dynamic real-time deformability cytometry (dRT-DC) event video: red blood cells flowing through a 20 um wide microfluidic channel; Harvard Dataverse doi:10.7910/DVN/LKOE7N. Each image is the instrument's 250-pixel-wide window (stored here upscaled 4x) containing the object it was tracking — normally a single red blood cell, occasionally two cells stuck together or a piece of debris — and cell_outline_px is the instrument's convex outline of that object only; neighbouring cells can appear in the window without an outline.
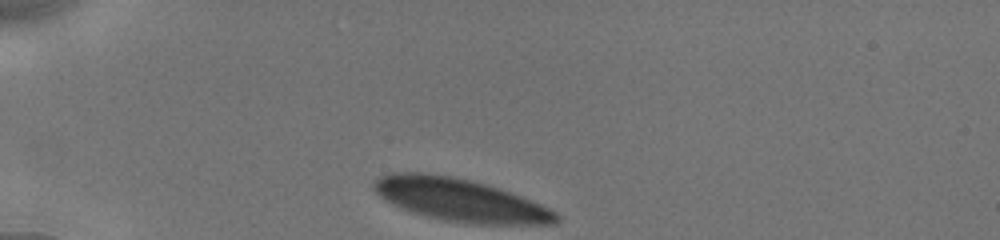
{"species": "human", "species_latin": "Homo sapiens", "temperature_condition": "cold", "stored_images_in_passage": 33, "camera_frame_rate_fps": 3000, "um_per_image_px": 0.085, "donor": {"sex": "male"}, "frame": {"image": 1, "passage_image": 1, "time_ms": 0.0, "image_size_px": [1000, 240], "cell_outline_px": [[560, 220], [556, 224], [472, 224], [444, 220], [412, 212], [392, 204], [384, 200], [372, 188], [372, 184], [380, 176], [388, 172], [424, 172], [452, 176], [472, 180], [500, 188], [512, 192], [540, 204], [556, 212], [560, 216]], "centroid_in_image_um": [39.1, 16.99], "position_along_channel_um": 45.9, "area_um2": 45.66}}
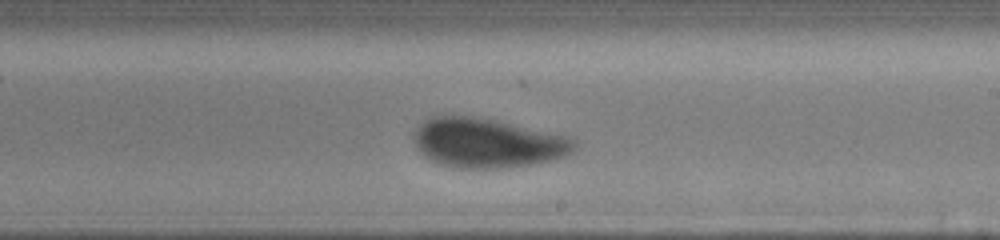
{"frame": {"image": 2, "passage_image": 20, "time_ms": 6.333, "image_size_px": [1000, 240], "cell_outline_px": [[576, 148], [568, 156], [552, 160], [532, 164], [508, 168], [460, 168], [440, 164], [424, 156], [416, 148], [416, 128], [428, 116], [472, 116], [496, 120], [564, 136], [576, 140]], "centroid_in_image_um": [41.43, 12.16], "position_along_channel_um": 247.6, "area_um2": 46.01}}
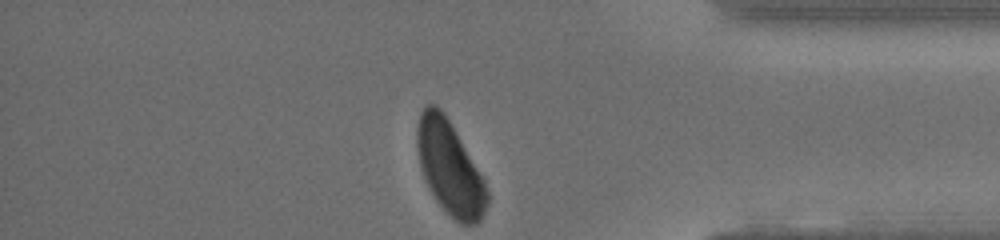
{"frame": {"image": 3, "passage_image": 33, "time_ms": 10.667, "image_size_px": [1000, 240], "cell_outline_px": [[488, 204], [480, 220], [476, 224], [460, 224], [436, 200], [424, 176], [420, 164], [416, 148], [416, 128], [420, 112], [428, 104], [436, 104], [444, 112], [484, 180], [488, 192]], "centroid_in_image_um": [38.22, 14.24], "position_along_channel_um": 397.0, "area_um2": 37.51}, "authors_computed_cell_mechanics": {"area_um2": 46.2978, "velocity_mm_per_s": 3.8096, "shape_relaxation_time_tau1_ms": 4.4925, "shape_relaxation_time_tau2_ms": null, "deformation_change_tau1": 0.1293, "deformation_change_tau2": null}}